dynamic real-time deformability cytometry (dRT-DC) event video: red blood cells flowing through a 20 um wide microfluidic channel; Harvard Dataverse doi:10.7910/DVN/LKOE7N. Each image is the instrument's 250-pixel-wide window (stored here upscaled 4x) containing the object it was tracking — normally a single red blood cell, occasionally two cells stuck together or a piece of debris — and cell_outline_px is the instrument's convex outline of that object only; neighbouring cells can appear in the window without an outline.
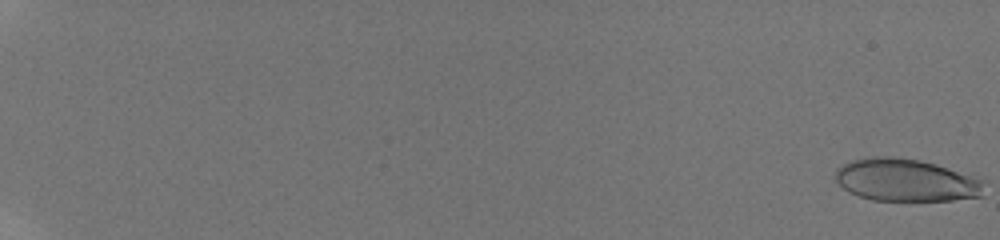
{"species": "human", "species_latin": "Homo sapiens", "temperature_condition": "room temperature", "stored_images_in_passage": 26, "camera_frame_rate_fps": 3000, "um_per_image_px": 0.085, "donor": {"sex": "male"}, "frame": {"image": 1, "passage_image": 1, "time_ms": 0.0, "image_size_px": [1000, 240], "cell_outline_px": [[984, 180], [980, 196], [952, 200], [872, 200], [848, 192], [836, 180], [836, 168], [852, 160], [872, 156], [896, 156], [920, 160], [936, 164]], "centroid_in_image_um": [76.97, 15.3], "position_along_channel_um": 8.0, "area_um2": 36.59}}